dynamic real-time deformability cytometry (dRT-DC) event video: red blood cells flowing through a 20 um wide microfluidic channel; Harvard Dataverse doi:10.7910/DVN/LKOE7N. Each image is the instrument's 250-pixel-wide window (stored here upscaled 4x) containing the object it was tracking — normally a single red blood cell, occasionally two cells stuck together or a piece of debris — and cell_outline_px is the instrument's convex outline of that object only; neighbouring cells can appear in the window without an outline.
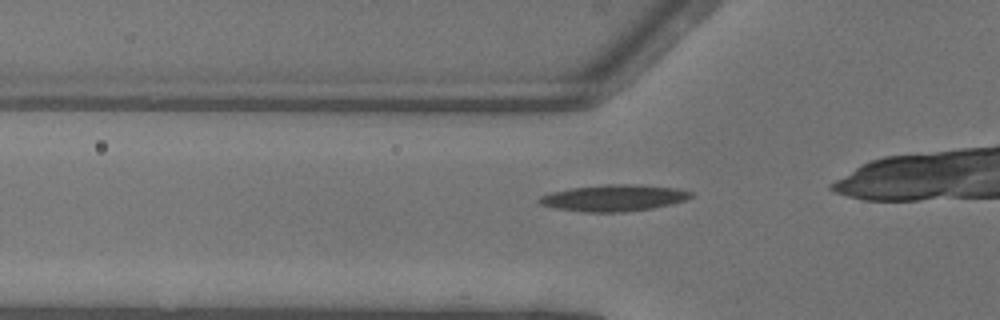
{"species": "common noctule bat (a hibernating species)", "species_latin": "Nyctalus noctula", "temperature_condition": "warm", "stored_images_in_passage": 9, "camera_frame_rate_fps": 3000, "um_per_image_px": 0.085, "animal": {"sex": "female"}, "frame": {"image": 1, "passage_image": 4, "time_ms": 1.0, "image_size_px": [1000, 320], "cell_outline_px": [[692, 196], [684, 200], [672, 204], [652, 208], [624, 212], [580, 212], [556, 208], [540, 204], [536, 200], [540, 196], [552, 192], [572, 188], [608, 184], [632, 184], [676, 188], [692, 192]], "centroid_in_image_um": [52.15, 16.83], "position_along_channel_um": 73.7, "area_um2": 23.29}}
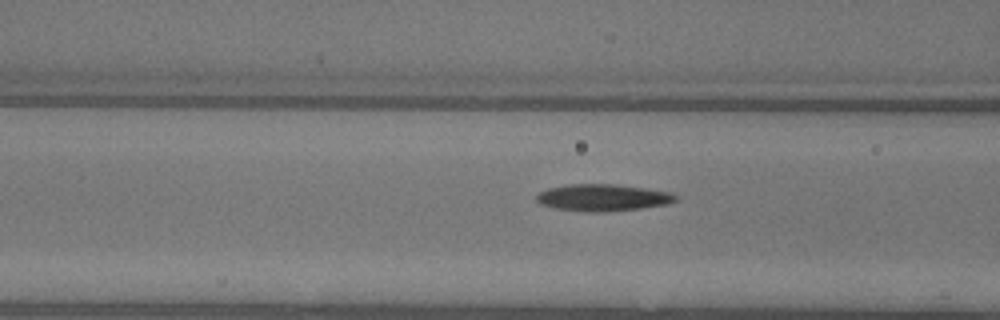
{"frame": {"image": 2, "passage_image": 7, "time_ms": 2.0, "image_size_px": [1000, 320], "cell_outline_px": [[676, 200], [668, 204], [640, 208], [608, 212], [584, 212], [552, 208], [540, 204], [536, 200], [536, 196], [540, 192], [548, 188], [568, 184], [616, 184], [672, 192], [676, 196]], "centroid_in_image_um": [51.21, 16.8], "position_along_channel_um": 115.4, "area_um2": 21.96}}